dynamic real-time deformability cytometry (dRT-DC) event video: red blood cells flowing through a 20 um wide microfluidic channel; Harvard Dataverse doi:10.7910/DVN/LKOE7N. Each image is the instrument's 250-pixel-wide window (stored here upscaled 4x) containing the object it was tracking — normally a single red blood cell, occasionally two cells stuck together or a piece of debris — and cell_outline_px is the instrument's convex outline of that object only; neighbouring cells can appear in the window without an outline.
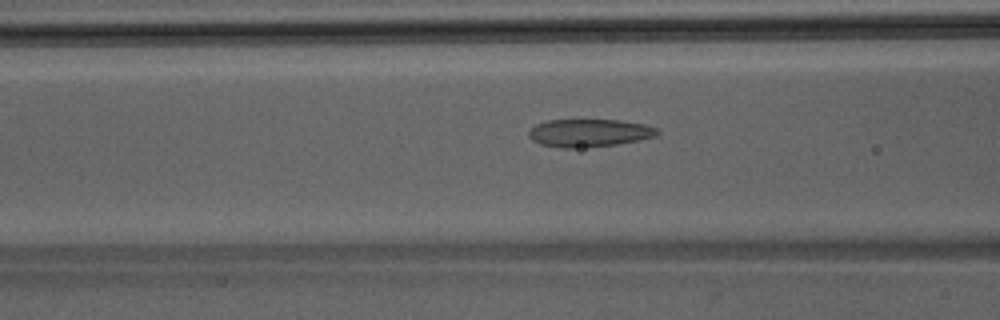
{"species": "Egyptian fruit bat (a non-hibernating species)", "species_latin": "Rousettus aegyptiacus", "temperature_condition": "room temperature", "stored_images_in_passage": 34, "camera_frame_rate_fps": 3000, "um_per_image_px": 0.085, "animal": {"sex": "male"}, "frame": {"image": 1, "passage_image": 6, "time_ms": 1.667, "image_size_px": [1000, 320], "cell_outline_px": [[660, 132], [656, 136], [616, 144], [572, 148], [560, 148], [540, 144], [532, 140], [528, 136], [528, 132], [536, 124], [548, 120], [620, 120], [644, 124], [656, 128]], "centroid_in_image_um": [50.05, 11.29], "position_along_channel_um": 116.6, "area_um2": 20.63}}
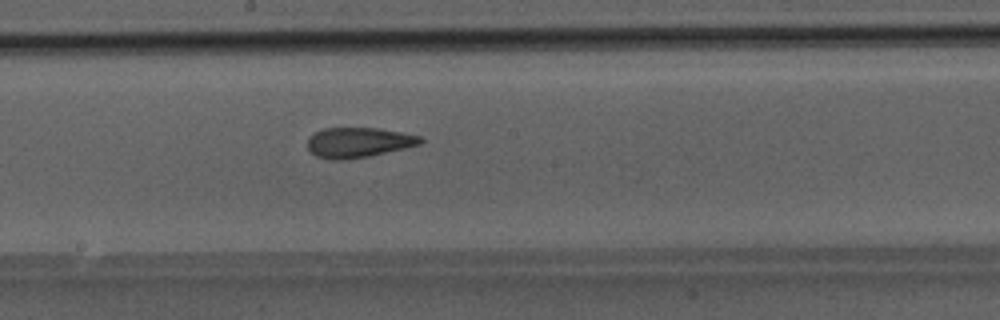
{"frame": {"image": 2, "passage_image": 13, "time_ms": 4.0, "image_size_px": [1000, 320], "cell_outline_px": [[424, 140], [420, 144], [404, 148], [368, 156], [340, 160], [332, 160], [316, 156], [308, 148], [308, 136], [324, 128], [376, 128], [400, 132], [420, 136]], "centroid_in_image_um": [30.44, 12.1], "position_along_channel_um": 217.8, "area_um2": 19.54}}
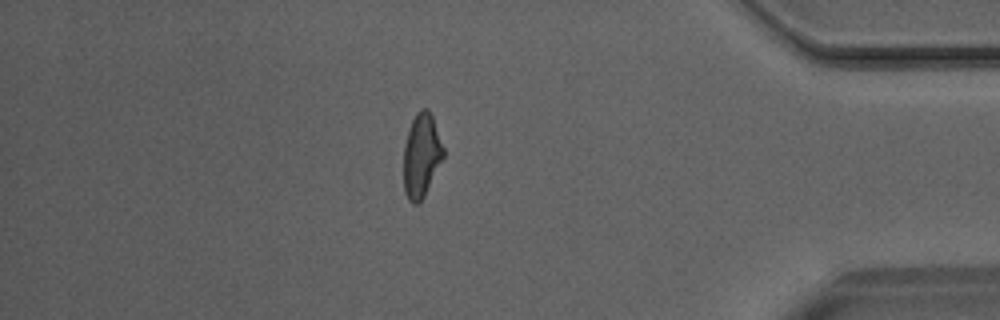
{"frame": {"image": 3, "passage_image": 28, "time_ms": 9.0, "image_size_px": [1000, 320], "cell_outline_px": [[444, 156], [424, 196], [416, 204], [412, 204], [408, 200], [404, 192], [404, 144], [408, 128], [416, 112], [420, 108], [428, 108], [432, 116], [444, 148]], "centroid_in_image_um": [35.81, 13.19], "position_along_channel_um": 399.4, "area_um2": 19.42}}